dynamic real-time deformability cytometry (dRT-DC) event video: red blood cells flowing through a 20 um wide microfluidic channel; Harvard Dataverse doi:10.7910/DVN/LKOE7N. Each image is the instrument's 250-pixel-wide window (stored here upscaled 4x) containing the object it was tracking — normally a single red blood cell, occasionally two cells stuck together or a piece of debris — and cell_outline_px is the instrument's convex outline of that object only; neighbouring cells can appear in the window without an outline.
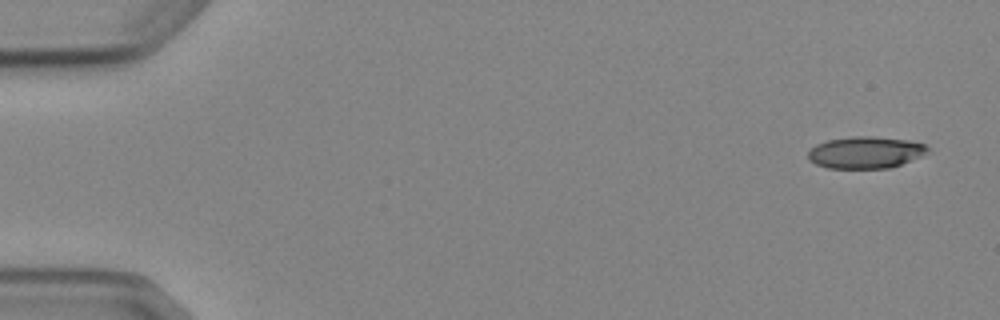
{"species": "Egyptian fruit bat (a non-hibernating species)", "species_latin": "Rousettus aegyptiacus", "temperature_condition": "cold", "stored_images_in_passage": 5, "camera_frame_rate_fps": 3000, "um_per_image_px": 0.085, "animal": {"sex": "female"}, "frame": {"image": 1, "passage_image": 1, "time_ms": 0.0, "image_size_px": [1000, 320], "cell_outline_px": [[932, 152], [892, 168], [828, 168], [816, 164], [808, 160], [808, 152], [816, 144], [828, 140], [852, 136], [872, 136], [908, 140], [924, 144]], "centroid_in_image_um": [73.6, 12.96], "position_along_channel_um": 11.4, "area_um2": 22.37}}
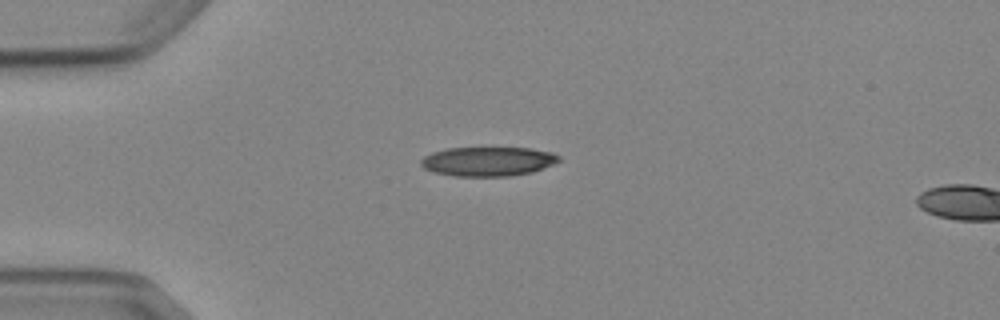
{"frame": {"image": 2, "passage_image": 4, "time_ms": 3.667, "image_size_px": [1000, 320], "cell_outline_px": [[560, 160], [552, 164], [532, 172], [512, 176], [452, 176], [436, 172], [424, 168], [420, 164], [420, 160], [424, 156], [432, 152], [444, 148], [532, 148], [552, 152], [560, 156]], "centroid_in_image_um": [41.46, 13.71], "position_along_channel_um": 43.5, "area_um2": 23.58}}